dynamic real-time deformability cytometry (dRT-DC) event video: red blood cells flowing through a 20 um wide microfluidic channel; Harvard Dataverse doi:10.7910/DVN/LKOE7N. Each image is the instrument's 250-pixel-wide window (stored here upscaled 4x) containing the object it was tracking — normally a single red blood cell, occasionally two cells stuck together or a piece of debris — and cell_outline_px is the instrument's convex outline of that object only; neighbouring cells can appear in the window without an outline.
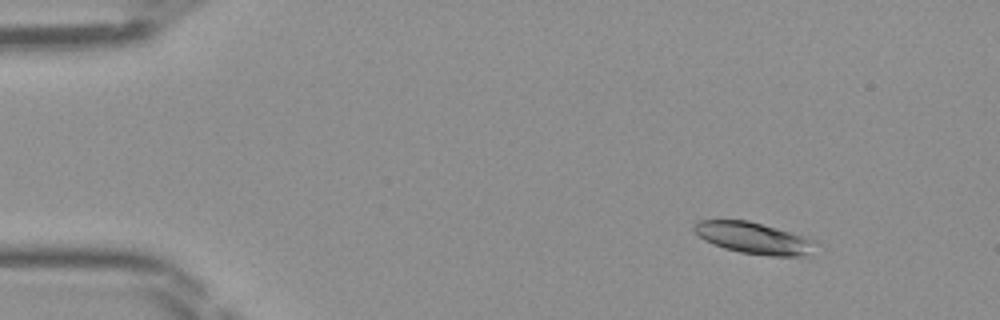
{"species": "Egyptian fruit bat (a non-hibernating species)", "species_latin": "Rousettus aegyptiacus", "temperature_condition": "room temperature", "stored_images_in_passage": 42, "camera_frame_rate_fps": 3000, "um_per_image_px": 0.085, "frame": {"image": 1, "passage_image": 1, "time_ms": 0.0, "image_size_px": [1000, 320], "cell_outline_px": [[816, 244], [812, 256], [768, 256], [740, 252], [724, 248], [712, 244], [704, 240], [692, 228], [692, 224], [700, 220], [748, 220], [808, 236], [816, 240]], "centroid_in_image_um": [64.14, 20.24], "position_along_channel_um": 20.9, "area_um2": 22.77}}
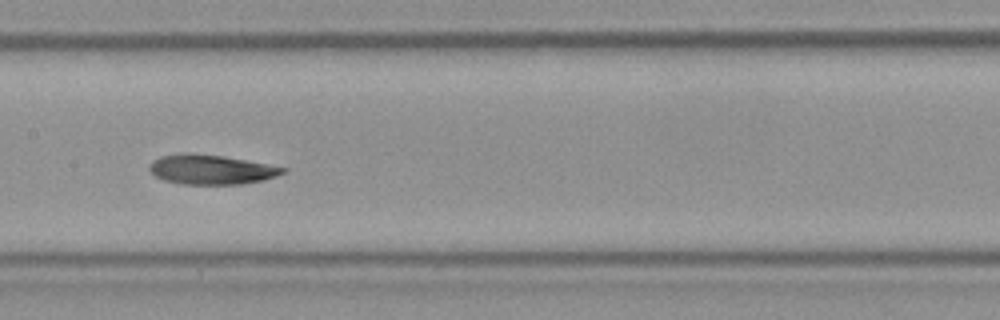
{"frame": {"image": 2, "passage_image": 19, "time_ms": 6.0, "image_size_px": [1000, 320], "cell_outline_px": [[288, 172], [264, 180], [240, 184], [184, 184], [164, 180], [156, 176], [148, 168], [152, 160], [160, 156], [180, 152], [188, 152], [224, 156], [288, 168]], "centroid_in_image_um": [17.95, 14.39], "position_along_channel_um": 189.5, "area_um2": 23.18}}
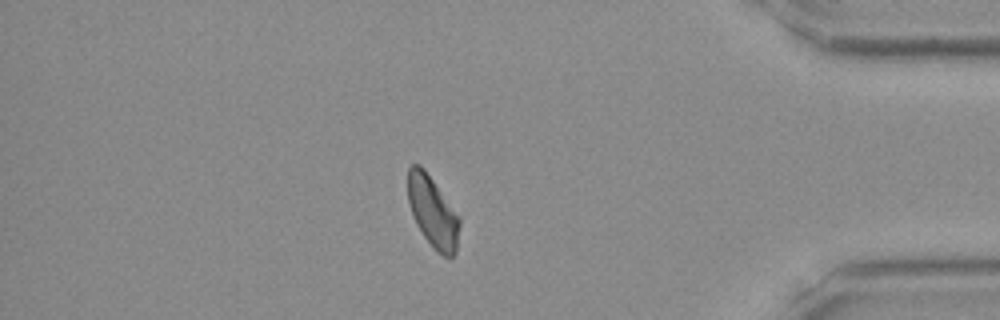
{"frame": {"image": 3, "passage_image": 36, "time_ms": 11.667, "image_size_px": [1000, 320], "cell_outline_px": [[460, 224], [456, 252], [448, 260], [424, 236], [416, 224], [408, 200], [408, 168], [412, 164], [420, 164], [424, 168], [460, 220]], "centroid_in_image_um": [36.77, 18.0], "position_along_channel_um": 398.4, "area_um2": 20.69}}